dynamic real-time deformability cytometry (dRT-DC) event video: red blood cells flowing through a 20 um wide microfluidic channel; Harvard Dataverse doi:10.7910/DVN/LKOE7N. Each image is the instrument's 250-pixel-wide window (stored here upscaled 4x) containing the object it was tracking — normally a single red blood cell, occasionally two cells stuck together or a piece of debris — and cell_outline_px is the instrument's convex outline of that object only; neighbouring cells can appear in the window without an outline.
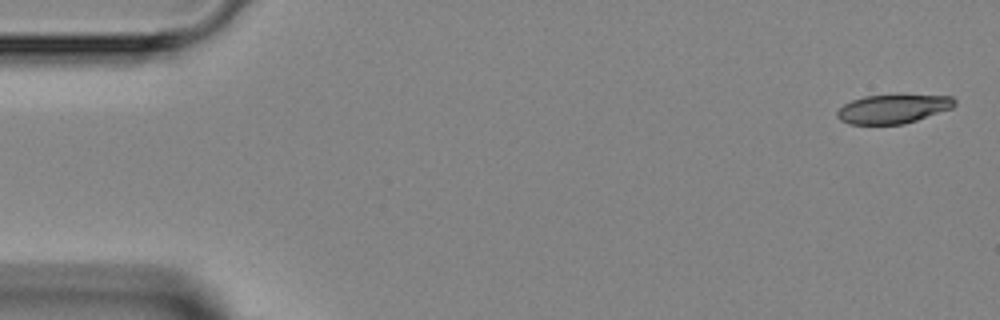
{"species": "Egyptian fruit bat (a non-hibernating species)", "species_latin": "Rousettus aegyptiacus", "temperature_condition": "room temperature", "stored_images_in_passage": 4, "camera_frame_rate_fps": 3000, "um_per_image_px": 0.085, "animal": {"sex": "female"}, "frame": {"image": 1, "passage_image": 1, "time_ms": 0.0, "image_size_px": [1000, 320], "cell_outline_px": [[956, 104], [952, 108], [904, 124], [848, 124], [840, 120], [836, 116], [836, 112], [844, 104], [852, 100], [864, 96], [952, 96], [956, 100]], "centroid_in_image_um": [75.87, 9.27], "position_along_channel_um": 9.1, "area_um2": 19.42}}
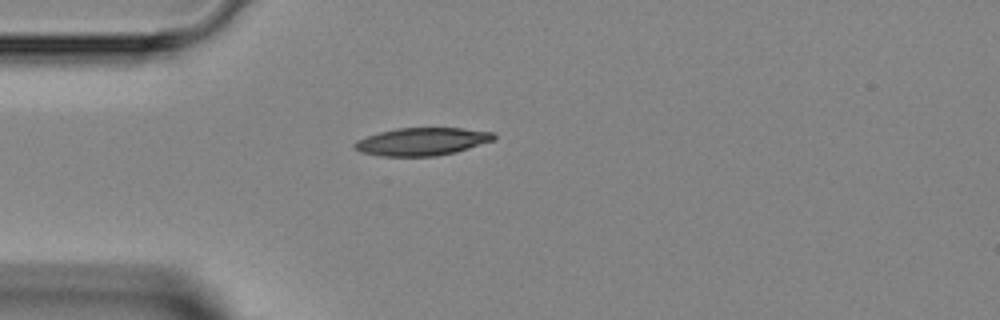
{"frame": {"image": 2, "passage_image": 4, "time_ms": 3.667, "image_size_px": [1000, 320], "cell_outline_px": [[496, 136], [492, 140], [456, 152], [436, 156], [380, 156], [360, 152], [352, 144], [356, 140], [380, 132], [396, 128], [464, 128], [496, 132]], "centroid_in_image_um": [35.87, 12.03], "position_along_channel_um": 49.1, "area_um2": 22.48}}